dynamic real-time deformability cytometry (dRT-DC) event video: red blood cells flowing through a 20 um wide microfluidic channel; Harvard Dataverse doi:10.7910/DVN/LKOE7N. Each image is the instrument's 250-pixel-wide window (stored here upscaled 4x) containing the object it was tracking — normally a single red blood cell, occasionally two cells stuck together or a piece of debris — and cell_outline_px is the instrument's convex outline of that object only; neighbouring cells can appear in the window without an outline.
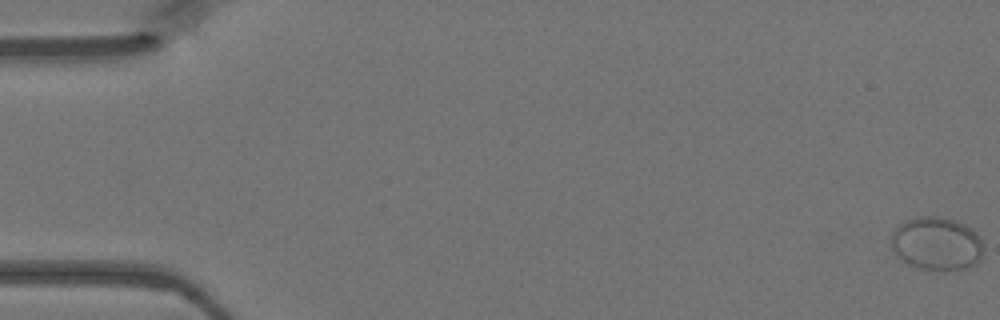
{"species": "Egyptian fruit bat (a non-hibernating species)", "species_latin": "Rousettus aegyptiacus", "temperature_condition": "warm", "stored_images_in_passage": 48, "camera_frame_rate_fps": 3000, "um_per_image_px": 0.085, "animal": {"sex": "female"}, "frame": {"image": 1, "passage_image": 1, "time_ms": 0.0, "image_size_px": [1000, 320], "cell_outline_px": [[984, 248], [980, 260], [976, 264], [968, 268], [916, 268], [900, 260], [892, 252], [892, 232], [900, 224], [908, 220], [920, 216], [936, 216], [956, 220], [964, 224], [976, 232], [984, 244]], "centroid_in_image_um": [79.62, 20.69], "position_along_channel_um": 5.4, "area_um2": 28.55}}
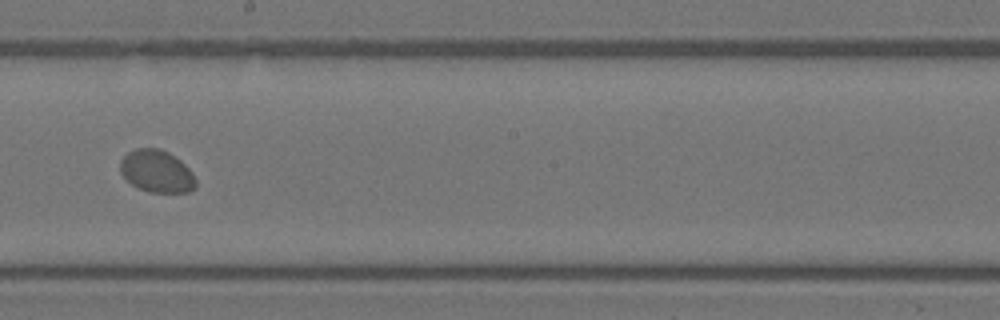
{"frame": {"image": 2, "passage_image": 28, "time_ms": 9.0, "image_size_px": [1000, 320], "cell_outline_px": [[196, 188], [188, 192], [148, 192], [132, 184], [120, 172], [120, 160], [128, 152], [136, 148], [160, 148], [168, 152], [180, 160], [192, 172], [196, 180]], "centroid_in_image_um": [13.33, 14.55], "position_along_channel_um": 234.9, "area_um2": 18.61}}
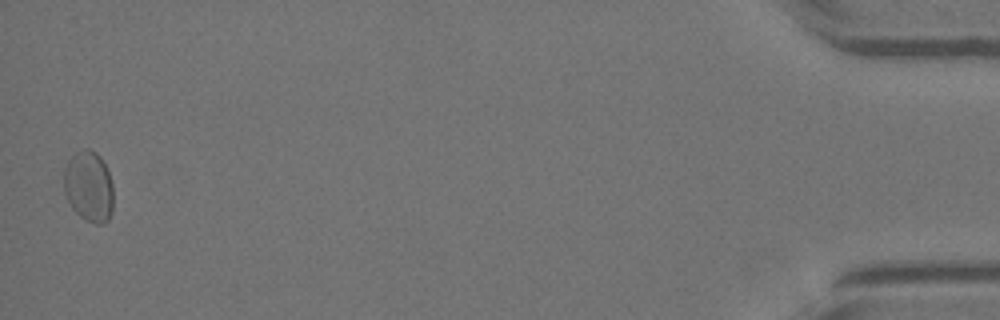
{"frame": {"image": 3, "passage_image": 48, "time_ms": 15.667, "image_size_px": [1000, 320], "cell_outline_px": [[112, 212], [108, 220], [104, 224], [96, 224], [84, 220], [72, 208], [64, 192], [64, 168], [68, 160], [76, 152], [84, 148], [88, 148], [96, 152], [100, 156], [108, 172], [112, 184]], "centroid_in_image_um": [7.54, 15.86], "position_along_channel_um": 427.7, "area_um2": 20.52}}